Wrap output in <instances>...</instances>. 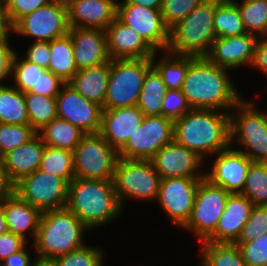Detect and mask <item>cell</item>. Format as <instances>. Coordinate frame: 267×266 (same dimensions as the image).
I'll return each instance as SVG.
<instances>
[{"label":"cell","instance_id":"cell-27","mask_svg":"<svg viewBox=\"0 0 267 266\" xmlns=\"http://www.w3.org/2000/svg\"><path fill=\"white\" fill-rule=\"evenodd\" d=\"M109 75L110 62L78 70L69 84L86 100L95 102L104 109Z\"/></svg>","mask_w":267,"mask_h":266},{"label":"cell","instance_id":"cell-48","mask_svg":"<svg viewBox=\"0 0 267 266\" xmlns=\"http://www.w3.org/2000/svg\"><path fill=\"white\" fill-rule=\"evenodd\" d=\"M22 56L47 70L50 62V42L33 41Z\"/></svg>","mask_w":267,"mask_h":266},{"label":"cell","instance_id":"cell-55","mask_svg":"<svg viewBox=\"0 0 267 266\" xmlns=\"http://www.w3.org/2000/svg\"><path fill=\"white\" fill-rule=\"evenodd\" d=\"M132 4L144 6L150 9H161L163 0H128Z\"/></svg>","mask_w":267,"mask_h":266},{"label":"cell","instance_id":"cell-19","mask_svg":"<svg viewBox=\"0 0 267 266\" xmlns=\"http://www.w3.org/2000/svg\"><path fill=\"white\" fill-rule=\"evenodd\" d=\"M257 40V36L248 33L216 37L206 58L211 63L230 71L244 65L252 66Z\"/></svg>","mask_w":267,"mask_h":266},{"label":"cell","instance_id":"cell-33","mask_svg":"<svg viewBox=\"0 0 267 266\" xmlns=\"http://www.w3.org/2000/svg\"><path fill=\"white\" fill-rule=\"evenodd\" d=\"M213 24L216 37L239 36L247 33L238 5L233 0H216Z\"/></svg>","mask_w":267,"mask_h":266},{"label":"cell","instance_id":"cell-25","mask_svg":"<svg viewBox=\"0 0 267 266\" xmlns=\"http://www.w3.org/2000/svg\"><path fill=\"white\" fill-rule=\"evenodd\" d=\"M3 211L8 232L21 236L27 241L26 234L36 240L42 212L23 200L14 191L3 197Z\"/></svg>","mask_w":267,"mask_h":266},{"label":"cell","instance_id":"cell-46","mask_svg":"<svg viewBox=\"0 0 267 266\" xmlns=\"http://www.w3.org/2000/svg\"><path fill=\"white\" fill-rule=\"evenodd\" d=\"M52 0H5L8 16L14 26L22 17L43 7Z\"/></svg>","mask_w":267,"mask_h":266},{"label":"cell","instance_id":"cell-56","mask_svg":"<svg viewBox=\"0 0 267 266\" xmlns=\"http://www.w3.org/2000/svg\"><path fill=\"white\" fill-rule=\"evenodd\" d=\"M31 266H57L55 259H47L36 256V259H33Z\"/></svg>","mask_w":267,"mask_h":266},{"label":"cell","instance_id":"cell-45","mask_svg":"<svg viewBox=\"0 0 267 266\" xmlns=\"http://www.w3.org/2000/svg\"><path fill=\"white\" fill-rule=\"evenodd\" d=\"M191 109L181 89L167 90L162 101V116L175 121L183 117Z\"/></svg>","mask_w":267,"mask_h":266},{"label":"cell","instance_id":"cell-49","mask_svg":"<svg viewBox=\"0 0 267 266\" xmlns=\"http://www.w3.org/2000/svg\"><path fill=\"white\" fill-rule=\"evenodd\" d=\"M16 50L12 49L9 38H0V86H4L3 81L11 77L12 64ZM2 82V83H1Z\"/></svg>","mask_w":267,"mask_h":266},{"label":"cell","instance_id":"cell-40","mask_svg":"<svg viewBox=\"0 0 267 266\" xmlns=\"http://www.w3.org/2000/svg\"><path fill=\"white\" fill-rule=\"evenodd\" d=\"M20 55L15 53L11 77L14 79V87L23 93L30 92L33 86H36L40 75L46 70L37 64L19 57Z\"/></svg>","mask_w":267,"mask_h":266},{"label":"cell","instance_id":"cell-52","mask_svg":"<svg viewBox=\"0 0 267 266\" xmlns=\"http://www.w3.org/2000/svg\"><path fill=\"white\" fill-rule=\"evenodd\" d=\"M29 249L25 246L19 252L13 253L12 255L5 258L0 266H31L32 262L30 257Z\"/></svg>","mask_w":267,"mask_h":266},{"label":"cell","instance_id":"cell-36","mask_svg":"<svg viewBox=\"0 0 267 266\" xmlns=\"http://www.w3.org/2000/svg\"><path fill=\"white\" fill-rule=\"evenodd\" d=\"M30 125L38 132L57 117L56 97L24 93Z\"/></svg>","mask_w":267,"mask_h":266},{"label":"cell","instance_id":"cell-23","mask_svg":"<svg viewBox=\"0 0 267 266\" xmlns=\"http://www.w3.org/2000/svg\"><path fill=\"white\" fill-rule=\"evenodd\" d=\"M254 204L240 193H231L226 201L215 231L205 240L215 243H235L250 217Z\"/></svg>","mask_w":267,"mask_h":266},{"label":"cell","instance_id":"cell-7","mask_svg":"<svg viewBox=\"0 0 267 266\" xmlns=\"http://www.w3.org/2000/svg\"><path fill=\"white\" fill-rule=\"evenodd\" d=\"M151 58L110 60V75L104 109L136 106Z\"/></svg>","mask_w":267,"mask_h":266},{"label":"cell","instance_id":"cell-6","mask_svg":"<svg viewBox=\"0 0 267 266\" xmlns=\"http://www.w3.org/2000/svg\"><path fill=\"white\" fill-rule=\"evenodd\" d=\"M255 106L242 98L230 111L231 143L243 146L244 150H237L253 162L267 163V113Z\"/></svg>","mask_w":267,"mask_h":266},{"label":"cell","instance_id":"cell-18","mask_svg":"<svg viewBox=\"0 0 267 266\" xmlns=\"http://www.w3.org/2000/svg\"><path fill=\"white\" fill-rule=\"evenodd\" d=\"M251 162L247 155L229 147L217 153L212 169L205 173V178L229 193H241Z\"/></svg>","mask_w":267,"mask_h":266},{"label":"cell","instance_id":"cell-28","mask_svg":"<svg viewBox=\"0 0 267 266\" xmlns=\"http://www.w3.org/2000/svg\"><path fill=\"white\" fill-rule=\"evenodd\" d=\"M43 143L54 148L73 151L85 133L69 121L56 117L37 132Z\"/></svg>","mask_w":267,"mask_h":266},{"label":"cell","instance_id":"cell-44","mask_svg":"<svg viewBox=\"0 0 267 266\" xmlns=\"http://www.w3.org/2000/svg\"><path fill=\"white\" fill-rule=\"evenodd\" d=\"M248 266H267V233L244 244H236Z\"/></svg>","mask_w":267,"mask_h":266},{"label":"cell","instance_id":"cell-10","mask_svg":"<svg viewBox=\"0 0 267 266\" xmlns=\"http://www.w3.org/2000/svg\"><path fill=\"white\" fill-rule=\"evenodd\" d=\"M174 121L162 115L144 116L142 123L118 151L123 159L150 160L174 140Z\"/></svg>","mask_w":267,"mask_h":266},{"label":"cell","instance_id":"cell-15","mask_svg":"<svg viewBox=\"0 0 267 266\" xmlns=\"http://www.w3.org/2000/svg\"><path fill=\"white\" fill-rule=\"evenodd\" d=\"M69 28L67 9L50 2L22 17L13 26V33L33 37L34 41L50 42L67 35Z\"/></svg>","mask_w":267,"mask_h":266},{"label":"cell","instance_id":"cell-58","mask_svg":"<svg viewBox=\"0 0 267 266\" xmlns=\"http://www.w3.org/2000/svg\"><path fill=\"white\" fill-rule=\"evenodd\" d=\"M77 1L78 0H52V2L66 8V9L70 8Z\"/></svg>","mask_w":267,"mask_h":266},{"label":"cell","instance_id":"cell-43","mask_svg":"<svg viewBox=\"0 0 267 266\" xmlns=\"http://www.w3.org/2000/svg\"><path fill=\"white\" fill-rule=\"evenodd\" d=\"M204 0H163L161 14L170 29L189 15Z\"/></svg>","mask_w":267,"mask_h":266},{"label":"cell","instance_id":"cell-30","mask_svg":"<svg viewBox=\"0 0 267 266\" xmlns=\"http://www.w3.org/2000/svg\"><path fill=\"white\" fill-rule=\"evenodd\" d=\"M65 83H69L78 72L73 56V43L69 34L50 41L48 69Z\"/></svg>","mask_w":267,"mask_h":266},{"label":"cell","instance_id":"cell-31","mask_svg":"<svg viewBox=\"0 0 267 266\" xmlns=\"http://www.w3.org/2000/svg\"><path fill=\"white\" fill-rule=\"evenodd\" d=\"M200 266H248L235 243L200 242Z\"/></svg>","mask_w":267,"mask_h":266},{"label":"cell","instance_id":"cell-39","mask_svg":"<svg viewBox=\"0 0 267 266\" xmlns=\"http://www.w3.org/2000/svg\"><path fill=\"white\" fill-rule=\"evenodd\" d=\"M37 135L30 124L0 123V156L29 142Z\"/></svg>","mask_w":267,"mask_h":266},{"label":"cell","instance_id":"cell-20","mask_svg":"<svg viewBox=\"0 0 267 266\" xmlns=\"http://www.w3.org/2000/svg\"><path fill=\"white\" fill-rule=\"evenodd\" d=\"M73 56L78 70L110 62L106 32L101 29L70 27Z\"/></svg>","mask_w":267,"mask_h":266},{"label":"cell","instance_id":"cell-9","mask_svg":"<svg viewBox=\"0 0 267 266\" xmlns=\"http://www.w3.org/2000/svg\"><path fill=\"white\" fill-rule=\"evenodd\" d=\"M72 152L75 178L114 180L118 151L100 133L85 134Z\"/></svg>","mask_w":267,"mask_h":266},{"label":"cell","instance_id":"cell-38","mask_svg":"<svg viewBox=\"0 0 267 266\" xmlns=\"http://www.w3.org/2000/svg\"><path fill=\"white\" fill-rule=\"evenodd\" d=\"M241 195L254 205H267V163L251 162Z\"/></svg>","mask_w":267,"mask_h":266},{"label":"cell","instance_id":"cell-12","mask_svg":"<svg viewBox=\"0 0 267 266\" xmlns=\"http://www.w3.org/2000/svg\"><path fill=\"white\" fill-rule=\"evenodd\" d=\"M230 194L204 177L198 185L191 217L183 229L195 233L198 243L205 241L215 231Z\"/></svg>","mask_w":267,"mask_h":266},{"label":"cell","instance_id":"cell-41","mask_svg":"<svg viewBox=\"0 0 267 266\" xmlns=\"http://www.w3.org/2000/svg\"><path fill=\"white\" fill-rule=\"evenodd\" d=\"M103 250L84 245L55 259L57 266H104Z\"/></svg>","mask_w":267,"mask_h":266},{"label":"cell","instance_id":"cell-4","mask_svg":"<svg viewBox=\"0 0 267 266\" xmlns=\"http://www.w3.org/2000/svg\"><path fill=\"white\" fill-rule=\"evenodd\" d=\"M90 230L67 208L42 212L38 234L32 246L36 256L56 259L85 245L86 231Z\"/></svg>","mask_w":267,"mask_h":266},{"label":"cell","instance_id":"cell-8","mask_svg":"<svg viewBox=\"0 0 267 266\" xmlns=\"http://www.w3.org/2000/svg\"><path fill=\"white\" fill-rule=\"evenodd\" d=\"M161 179L150 160L119 157L113 182L118 199L125 208L127 199L157 201Z\"/></svg>","mask_w":267,"mask_h":266},{"label":"cell","instance_id":"cell-24","mask_svg":"<svg viewBox=\"0 0 267 266\" xmlns=\"http://www.w3.org/2000/svg\"><path fill=\"white\" fill-rule=\"evenodd\" d=\"M67 14L69 27L105 31L116 18L117 0H78Z\"/></svg>","mask_w":267,"mask_h":266},{"label":"cell","instance_id":"cell-35","mask_svg":"<svg viewBox=\"0 0 267 266\" xmlns=\"http://www.w3.org/2000/svg\"><path fill=\"white\" fill-rule=\"evenodd\" d=\"M39 170L61 177L69 184L75 178L73 152L45 145Z\"/></svg>","mask_w":267,"mask_h":266},{"label":"cell","instance_id":"cell-54","mask_svg":"<svg viewBox=\"0 0 267 266\" xmlns=\"http://www.w3.org/2000/svg\"><path fill=\"white\" fill-rule=\"evenodd\" d=\"M14 191V185L6 175L3 157H0V200Z\"/></svg>","mask_w":267,"mask_h":266},{"label":"cell","instance_id":"cell-42","mask_svg":"<svg viewBox=\"0 0 267 266\" xmlns=\"http://www.w3.org/2000/svg\"><path fill=\"white\" fill-rule=\"evenodd\" d=\"M267 233V205H254L235 244L249 243Z\"/></svg>","mask_w":267,"mask_h":266},{"label":"cell","instance_id":"cell-1","mask_svg":"<svg viewBox=\"0 0 267 266\" xmlns=\"http://www.w3.org/2000/svg\"><path fill=\"white\" fill-rule=\"evenodd\" d=\"M230 70L196 57L188 66L181 91L192 109L229 112L243 98L229 75Z\"/></svg>","mask_w":267,"mask_h":266},{"label":"cell","instance_id":"cell-2","mask_svg":"<svg viewBox=\"0 0 267 266\" xmlns=\"http://www.w3.org/2000/svg\"><path fill=\"white\" fill-rule=\"evenodd\" d=\"M174 141L200 158L232 146L230 113L214 109H191L174 121Z\"/></svg>","mask_w":267,"mask_h":266},{"label":"cell","instance_id":"cell-29","mask_svg":"<svg viewBox=\"0 0 267 266\" xmlns=\"http://www.w3.org/2000/svg\"><path fill=\"white\" fill-rule=\"evenodd\" d=\"M166 55L156 59L157 53L152 56L153 67L161 75L162 80L168 90H179L185 80L189 64L196 58L192 56H182L165 51ZM156 59V61H155Z\"/></svg>","mask_w":267,"mask_h":266},{"label":"cell","instance_id":"cell-11","mask_svg":"<svg viewBox=\"0 0 267 266\" xmlns=\"http://www.w3.org/2000/svg\"><path fill=\"white\" fill-rule=\"evenodd\" d=\"M69 184L61 177L36 170L14 185V192L41 212L66 208Z\"/></svg>","mask_w":267,"mask_h":266},{"label":"cell","instance_id":"cell-3","mask_svg":"<svg viewBox=\"0 0 267 266\" xmlns=\"http://www.w3.org/2000/svg\"><path fill=\"white\" fill-rule=\"evenodd\" d=\"M66 208L91 230L112 222L124 210L113 180L83 178H74L69 183Z\"/></svg>","mask_w":267,"mask_h":266},{"label":"cell","instance_id":"cell-51","mask_svg":"<svg viewBox=\"0 0 267 266\" xmlns=\"http://www.w3.org/2000/svg\"><path fill=\"white\" fill-rule=\"evenodd\" d=\"M251 67L260 70L267 76V36L259 37L255 48V57Z\"/></svg>","mask_w":267,"mask_h":266},{"label":"cell","instance_id":"cell-53","mask_svg":"<svg viewBox=\"0 0 267 266\" xmlns=\"http://www.w3.org/2000/svg\"><path fill=\"white\" fill-rule=\"evenodd\" d=\"M13 33V25L8 16V11L4 0H0V38H9Z\"/></svg>","mask_w":267,"mask_h":266},{"label":"cell","instance_id":"cell-50","mask_svg":"<svg viewBox=\"0 0 267 266\" xmlns=\"http://www.w3.org/2000/svg\"><path fill=\"white\" fill-rule=\"evenodd\" d=\"M27 243L21 236L15 235L12 232L0 235V263L13 253L22 250L27 246Z\"/></svg>","mask_w":267,"mask_h":266},{"label":"cell","instance_id":"cell-26","mask_svg":"<svg viewBox=\"0 0 267 266\" xmlns=\"http://www.w3.org/2000/svg\"><path fill=\"white\" fill-rule=\"evenodd\" d=\"M44 148L45 144L37 134L29 142L2 156L6 175L13 185L39 169Z\"/></svg>","mask_w":267,"mask_h":266},{"label":"cell","instance_id":"cell-22","mask_svg":"<svg viewBox=\"0 0 267 266\" xmlns=\"http://www.w3.org/2000/svg\"><path fill=\"white\" fill-rule=\"evenodd\" d=\"M105 32L111 60L147 59L155 54V51L135 30L123 24L117 17Z\"/></svg>","mask_w":267,"mask_h":266},{"label":"cell","instance_id":"cell-14","mask_svg":"<svg viewBox=\"0 0 267 266\" xmlns=\"http://www.w3.org/2000/svg\"><path fill=\"white\" fill-rule=\"evenodd\" d=\"M203 178L161 179L157 201L168 218L179 228H183L191 217L198 185Z\"/></svg>","mask_w":267,"mask_h":266},{"label":"cell","instance_id":"cell-5","mask_svg":"<svg viewBox=\"0 0 267 266\" xmlns=\"http://www.w3.org/2000/svg\"><path fill=\"white\" fill-rule=\"evenodd\" d=\"M216 0H204L189 15L169 29L170 53L206 57L216 39L213 18Z\"/></svg>","mask_w":267,"mask_h":266},{"label":"cell","instance_id":"cell-57","mask_svg":"<svg viewBox=\"0 0 267 266\" xmlns=\"http://www.w3.org/2000/svg\"><path fill=\"white\" fill-rule=\"evenodd\" d=\"M8 232L7 222L3 211V198L0 200V235Z\"/></svg>","mask_w":267,"mask_h":266},{"label":"cell","instance_id":"cell-16","mask_svg":"<svg viewBox=\"0 0 267 266\" xmlns=\"http://www.w3.org/2000/svg\"><path fill=\"white\" fill-rule=\"evenodd\" d=\"M57 117L69 121L85 134L99 133L103 107L86 100L69 83L56 96Z\"/></svg>","mask_w":267,"mask_h":266},{"label":"cell","instance_id":"cell-32","mask_svg":"<svg viewBox=\"0 0 267 266\" xmlns=\"http://www.w3.org/2000/svg\"><path fill=\"white\" fill-rule=\"evenodd\" d=\"M167 90L161 75L152 67L145 76L137 102L144 116L161 115L162 101Z\"/></svg>","mask_w":267,"mask_h":266},{"label":"cell","instance_id":"cell-13","mask_svg":"<svg viewBox=\"0 0 267 266\" xmlns=\"http://www.w3.org/2000/svg\"><path fill=\"white\" fill-rule=\"evenodd\" d=\"M116 17L135 30L155 52L167 50L169 28L164 23L161 9H150L120 0L117 1Z\"/></svg>","mask_w":267,"mask_h":266},{"label":"cell","instance_id":"cell-17","mask_svg":"<svg viewBox=\"0 0 267 266\" xmlns=\"http://www.w3.org/2000/svg\"><path fill=\"white\" fill-rule=\"evenodd\" d=\"M150 161L162 179L205 177L206 172L199 170L205 160L174 140L162 147Z\"/></svg>","mask_w":267,"mask_h":266},{"label":"cell","instance_id":"cell-37","mask_svg":"<svg viewBox=\"0 0 267 266\" xmlns=\"http://www.w3.org/2000/svg\"><path fill=\"white\" fill-rule=\"evenodd\" d=\"M239 8L243 26L248 34L267 36V0H233Z\"/></svg>","mask_w":267,"mask_h":266},{"label":"cell","instance_id":"cell-47","mask_svg":"<svg viewBox=\"0 0 267 266\" xmlns=\"http://www.w3.org/2000/svg\"><path fill=\"white\" fill-rule=\"evenodd\" d=\"M64 84L65 82L51 71L45 70L40 75L36 86H33L30 92L47 97H56Z\"/></svg>","mask_w":267,"mask_h":266},{"label":"cell","instance_id":"cell-21","mask_svg":"<svg viewBox=\"0 0 267 266\" xmlns=\"http://www.w3.org/2000/svg\"><path fill=\"white\" fill-rule=\"evenodd\" d=\"M144 113L138 106L103 109L99 133L119 151L140 126Z\"/></svg>","mask_w":267,"mask_h":266},{"label":"cell","instance_id":"cell-34","mask_svg":"<svg viewBox=\"0 0 267 266\" xmlns=\"http://www.w3.org/2000/svg\"><path fill=\"white\" fill-rule=\"evenodd\" d=\"M0 123L30 124L24 93L13 85L0 86Z\"/></svg>","mask_w":267,"mask_h":266}]
</instances>
